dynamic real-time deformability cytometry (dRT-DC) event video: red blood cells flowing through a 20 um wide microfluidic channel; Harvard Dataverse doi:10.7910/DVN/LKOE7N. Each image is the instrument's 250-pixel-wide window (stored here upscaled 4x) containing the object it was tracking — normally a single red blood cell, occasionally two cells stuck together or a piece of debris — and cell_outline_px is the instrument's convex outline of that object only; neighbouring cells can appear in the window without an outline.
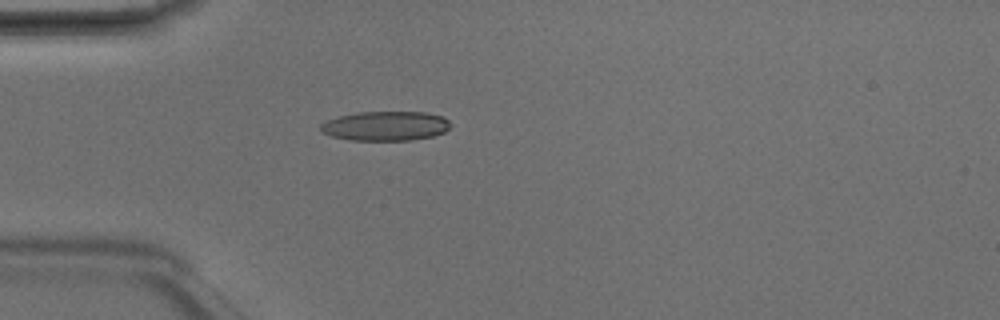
{"species": "Egyptian fruit bat (a non-hibernating species)", "species_latin": "Rousettus aegyptiacus", "temperature_condition": "room temperature", "stored_images_in_passage": 3, "camera_frame_rate_fps": 3000, "um_per_image_px": 0.085, "animal": {"sex": "male"}, "frame": {"image": 1, "passage_image": 3, "time_ms": 0.667, "image_size_px": [1000, 320], "cell_outline_px": [[452, 124], [444, 132], [432, 136], [412, 140], [352, 140], [332, 136], [320, 132], [320, 124], [328, 120], [340, 116], [356, 112], [424, 112], [444, 116]], "centroid_in_image_um": [32.78, 10.7], "position_along_channel_um": 52.2, "area_um2": 22.31}}